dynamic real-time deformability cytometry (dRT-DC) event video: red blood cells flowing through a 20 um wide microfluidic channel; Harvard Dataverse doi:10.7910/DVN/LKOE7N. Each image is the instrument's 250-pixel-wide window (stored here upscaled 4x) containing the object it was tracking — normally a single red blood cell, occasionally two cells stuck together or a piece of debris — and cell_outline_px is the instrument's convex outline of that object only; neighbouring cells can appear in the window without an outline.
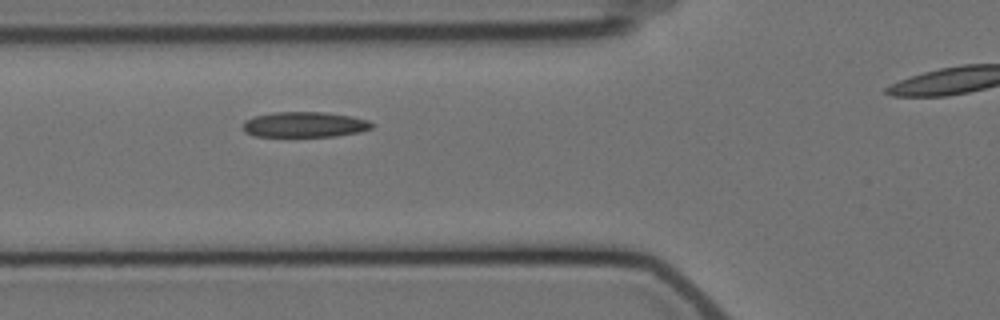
{"species": "Egyptian fruit bat (a non-hibernating species)", "species_latin": "Rousettus aegyptiacus", "temperature_condition": "cold", "stored_images_in_passage": 3, "camera_frame_rate_fps": 3000, "um_per_image_px": 0.085, "animal": {"sex": "female"}, "frame": {"image": 1, "passage_image": 2, "time_ms": 1.0, "image_size_px": [1000, 320], "cell_outline_px": [[376, 124], [372, 128], [360, 132], [336, 136], [252, 136], [244, 132], [244, 120], [256, 116], [272, 112], [324, 112], [348, 116], [368, 120]], "centroid_in_image_um": [25.9, 10.59], "position_along_channel_um": 99.9, "area_um2": 19.07}}